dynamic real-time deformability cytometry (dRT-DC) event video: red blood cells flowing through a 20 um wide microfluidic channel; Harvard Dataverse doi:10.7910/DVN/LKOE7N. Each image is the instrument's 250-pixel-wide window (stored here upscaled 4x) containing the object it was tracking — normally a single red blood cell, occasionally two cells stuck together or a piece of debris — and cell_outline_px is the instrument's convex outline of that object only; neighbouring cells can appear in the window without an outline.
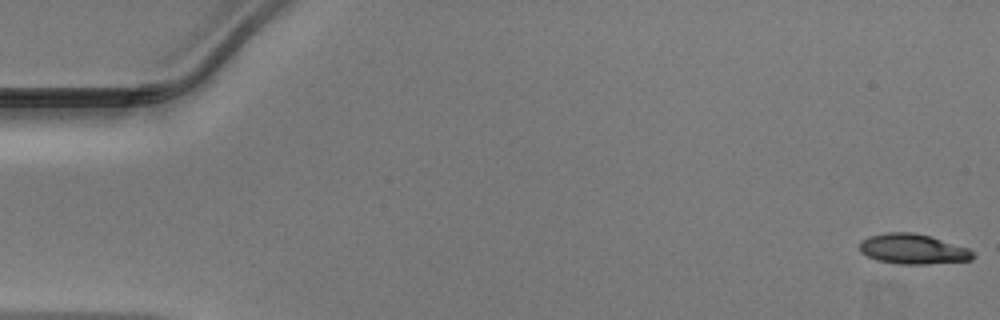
{"species": "Egyptian fruit bat (a non-hibernating species)", "species_latin": "Rousettus aegyptiacus", "temperature_condition": "warm", "stored_images_in_passage": 48, "camera_frame_rate_fps": 3000, "um_per_image_px": 0.085, "animal": {"sex": "male"}, "frame": {"image": 1, "passage_image": 1, "time_ms": 0.0, "image_size_px": [1000, 320], "cell_outline_px": [[976, 256], [972, 260], [928, 264], [896, 264], [876, 260], [860, 252], [860, 240], [868, 236], [888, 232], [912, 232], [928, 236], [968, 248]], "centroid_in_image_um": [77.57, 21.18], "position_along_channel_um": 7.4, "area_um2": 19.88}}
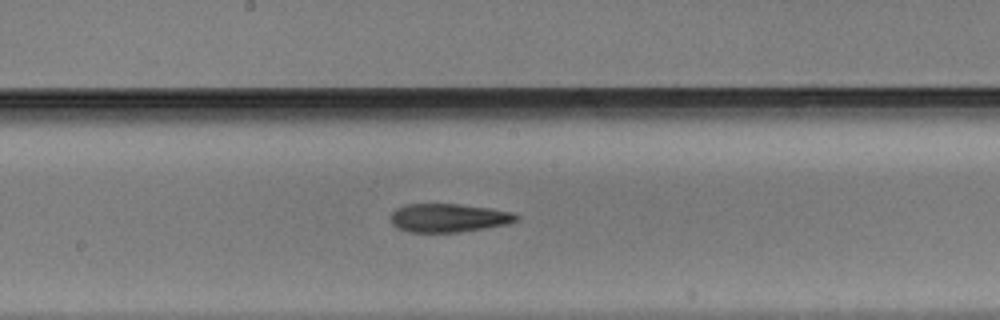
{"frame": {"image": 2, "passage_image": 26, "time_ms": 8.333, "image_size_px": [1000, 320], "cell_outline_px": [[520, 220], [508, 224], [460, 232], [408, 232], [392, 224], [392, 212], [396, 208], [404, 204], [460, 204], [488, 208], [512, 212], [520, 216]], "centroid_in_image_um": [38.16, 18.51], "position_along_channel_um": 210.0, "area_um2": 20.87}}
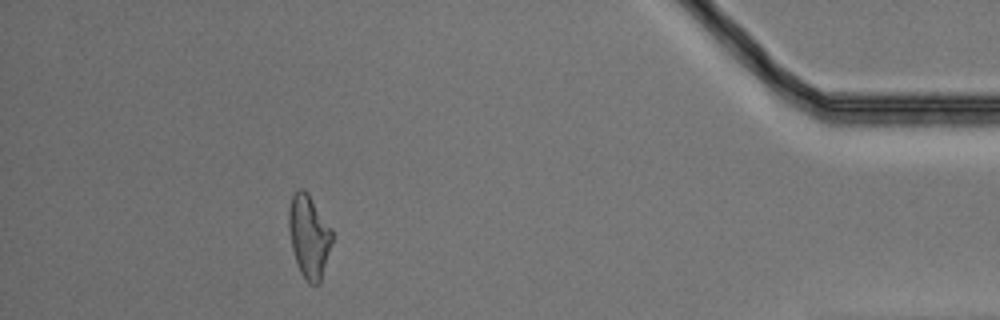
{"frame": {"image": 3, "passage_image": 44, "time_ms": 14.333, "image_size_px": [1000, 320], "cell_outline_px": [[332, 244], [320, 284], [308, 284], [300, 272], [292, 248], [288, 228], [288, 208], [292, 192], [296, 188], [304, 188], [308, 192], [332, 228]], "centroid_in_image_um": [26.26, 20.04], "position_along_channel_um": 408.9, "area_um2": 21.44}}